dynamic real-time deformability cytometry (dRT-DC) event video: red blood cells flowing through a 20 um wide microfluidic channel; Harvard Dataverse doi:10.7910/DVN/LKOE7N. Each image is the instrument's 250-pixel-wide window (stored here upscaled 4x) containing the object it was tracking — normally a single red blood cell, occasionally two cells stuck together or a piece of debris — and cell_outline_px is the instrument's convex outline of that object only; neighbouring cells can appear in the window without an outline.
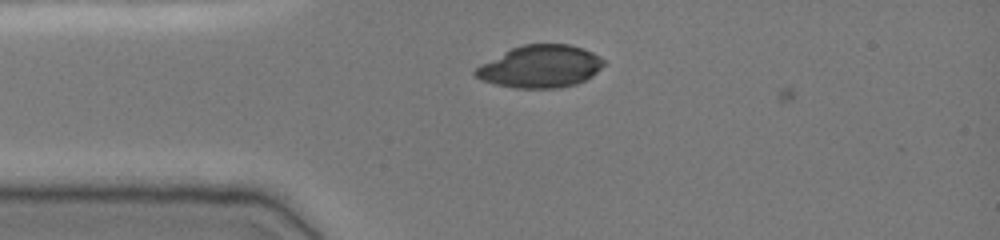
{"species": "common noctule bat (a hibernating species)", "species_latin": "Nyctalus noctula", "temperature_condition": "cold", "stored_images_in_passage": 8, "camera_frame_rate_fps": 3000, "um_per_image_px": 0.085, "animal": {"sex": "female", "body_mass_g": 19.0, "forearm_length_mm": 51.5}, "frame": {"image": 1, "passage_image": 7, "time_ms": 2.0, "image_size_px": [1000, 240], "cell_outline_px": [[604, 64], [592, 76], [576, 84], [560, 88], [516, 88], [496, 84], [480, 80], [472, 72], [480, 64], [512, 48], [524, 44], [568, 44], [592, 52], [600, 56], [604, 60]], "centroid_in_image_um": [45.91, 5.66], "position_along_channel_um": 39.1, "area_um2": 31.56}}